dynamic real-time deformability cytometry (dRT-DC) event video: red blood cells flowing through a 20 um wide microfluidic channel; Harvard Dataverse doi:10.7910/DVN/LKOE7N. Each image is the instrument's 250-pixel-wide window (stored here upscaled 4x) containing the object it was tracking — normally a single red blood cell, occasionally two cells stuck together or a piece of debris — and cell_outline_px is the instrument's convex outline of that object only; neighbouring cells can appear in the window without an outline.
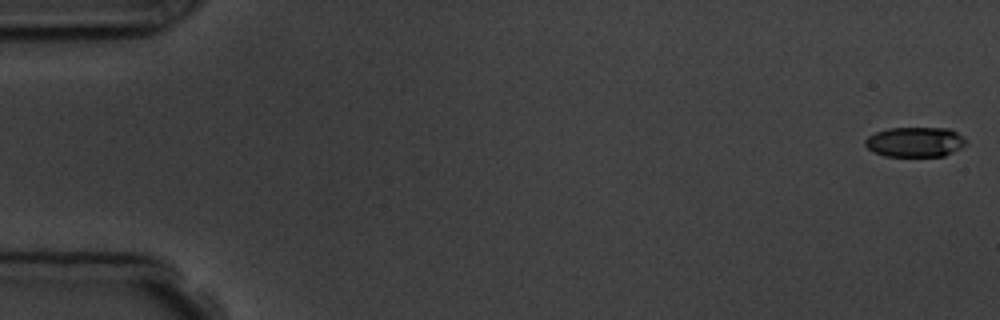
{"species": "common noctule bat (a hibernating species)", "species_latin": "Nyctalus noctula", "temperature_condition": "room temperature", "stored_images_in_passage": 5, "camera_frame_rate_fps": 3000, "um_per_image_px": 0.085, "animal": {"sex": "male", "body_mass_g": 19.5, "forearm_length_mm": 54.6}, "frame": {"image": 1, "passage_image": 1, "time_ms": 0.0, "image_size_px": [1000, 320], "cell_outline_px": [[964, 144], [960, 148], [944, 156], [884, 156], [868, 148], [864, 144], [864, 140], [868, 136], [876, 132], [888, 128], [948, 128], [956, 132], [964, 140]], "centroid_in_image_um": [77.73, 12.06], "position_along_channel_um": 7.3, "area_um2": 17.34}}
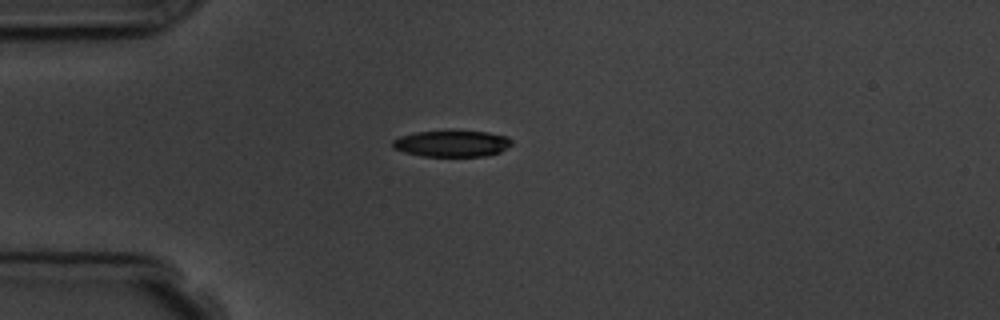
{"frame": {"image": 2, "passage_image": 5, "time_ms": 4.667, "image_size_px": [1000, 320], "cell_outline_px": [[512, 144], [500, 152], [484, 156], [424, 156], [404, 152], [392, 148], [392, 140], [400, 136], [416, 132], [452, 128], [488, 132], [508, 136], [512, 140]], "centroid_in_image_um": [38.41, 12.15], "position_along_channel_um": 46.6, "area_um2": 19.07}}